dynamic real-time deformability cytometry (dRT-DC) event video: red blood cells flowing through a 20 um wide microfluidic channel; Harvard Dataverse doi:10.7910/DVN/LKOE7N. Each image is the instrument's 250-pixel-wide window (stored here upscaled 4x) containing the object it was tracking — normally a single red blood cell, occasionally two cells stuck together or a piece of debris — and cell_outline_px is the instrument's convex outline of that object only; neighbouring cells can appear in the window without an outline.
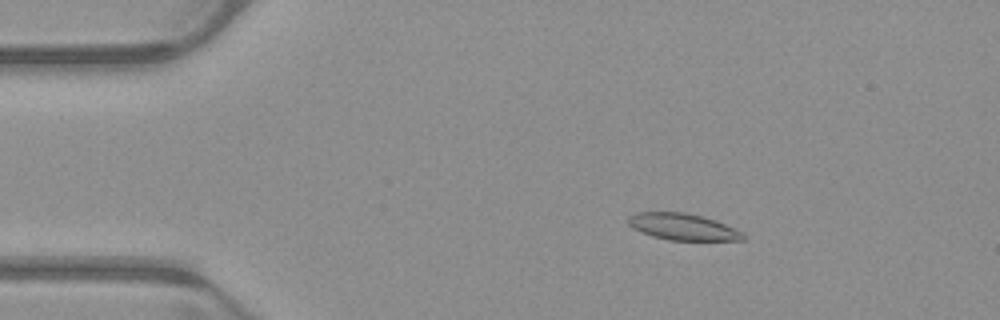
{"species": "common noctule bat (a hibernating species)", "species_latin": "Nyctalus noctula", "temperature_condition": "warm", "stored_images_in_passage": 52, "camera_frame_rate_fps": 3000, "um_per_image_px": 0.085, "animal": {"sex": "male", "body_mass_g": 23.1, "forearm_length_mm": 52.7}, "frame": {"image": 1, "passage_image": 9, "time_ms": 2.667, "image_size_px": [1000, 320], "cell_outline_px": [[744, 240], [668, 240], [652, 236], [632, 228], [628, 224], [628, 216], [636, 212], [684, 212], [716, 220], [744, 232]], "centroid_in_image_um": [58.03, 19.28], "position_along_channel_um": 27.0, "area_um2": 17.8}}
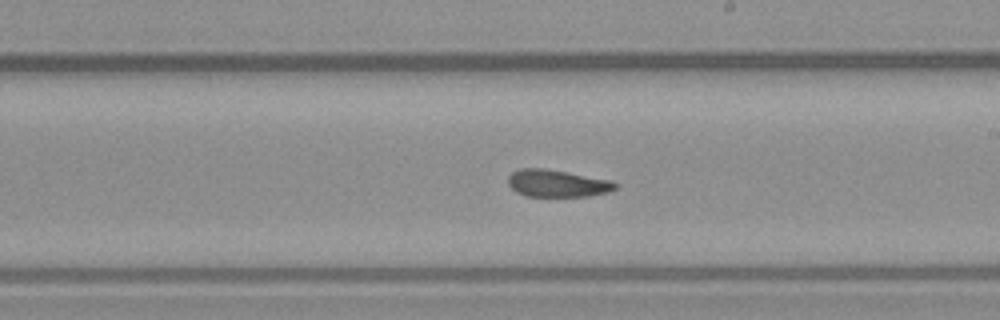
{"frame": {"image": 2, "passage_image": 30, "time_ms": 9.667, "image_size_px": [1000, 320], "cell_outline_px": [[620, 184], [616, 188], [608, 192], [588, 196], [524, 196], [516, 192], [508, 184], [508, 176], [512, 172], [520, 168], [544, 168], [568, 172], [612, 180]], "centroid_in_image_um": [47.37, 15.58], "position_along_channel_um": 241.6, "area_um2": 17.17}}
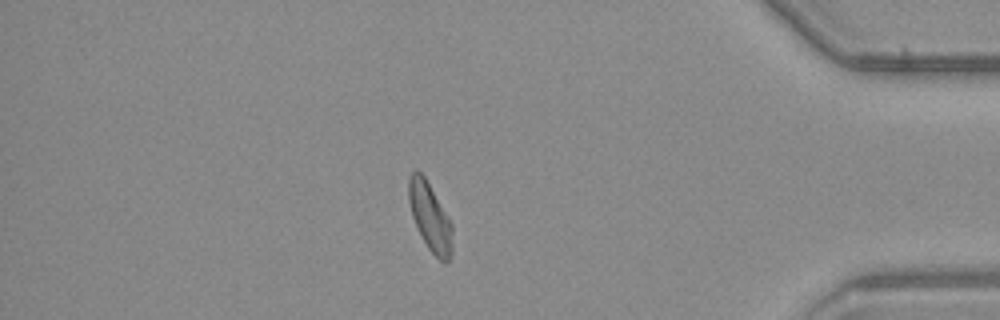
{"frame": {"image": 3, "passage_image": 45, "time_ms": 14.667, "image_size_px": [1000, 320], "cell_outline_px": [[452, 252], [448, 260], [444, 264], [428, 248], [412, 216], [408, 200], [408, 180], [412, 172], [420, 172], [424, 176], [448, 216], [452, 224]], "centroid_in_image_um": [36.56, 18.45], "position_along_channel_um": 398.6, "area_um2": 16.99}, "authors_computed_cell_mechanics": {"area_um2": 17.8891, "velocity_mm_per_s": 3.9512, "shape_relaxation_time_tau1_ms": null, "shape_relaxation_time_tau2_ms": 4.3723, "deformation_change_tau1": null, "deformation_change_tau2": 0.1298}}